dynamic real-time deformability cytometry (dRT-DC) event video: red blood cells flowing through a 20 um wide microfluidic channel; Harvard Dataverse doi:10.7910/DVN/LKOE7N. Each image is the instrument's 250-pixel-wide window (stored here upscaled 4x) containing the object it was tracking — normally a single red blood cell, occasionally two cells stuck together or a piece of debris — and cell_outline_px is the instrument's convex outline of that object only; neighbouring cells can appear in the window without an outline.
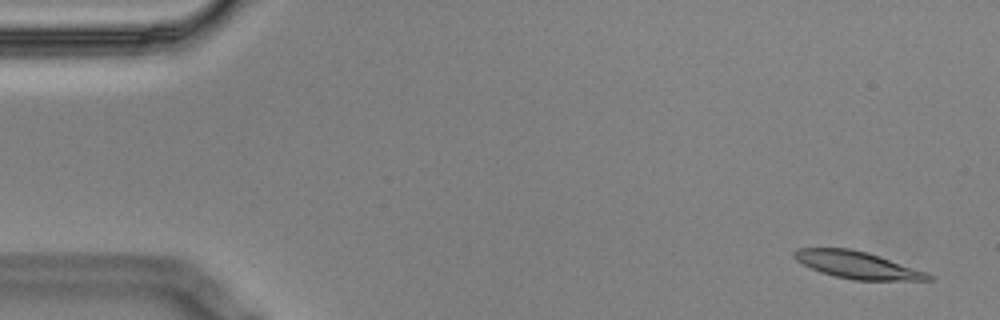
{"species": "Egyptian fruit bat (a non-hibernating species)", "species_latin": "Rousettus aegyptiacus", "temperature_condition": "cold", "stored_images_in_passage": 5, "camera_frame_rate_fps": 3000, "um_per_image_px": 0.085, "animal": {"sex": "male"}, "frame": {"image": 1, "passage_image": 1, "time_ms": 0.0, "image_size_px": [1000, 320], "cell_outline_px": [[932, 280], [852, 280], [820, 272], [796, 260], [792, 256], [792, 252], [796, 248], [852, 248], [868, 252], [880, 256], [924, 272], [932, 276]], "centroid_in_image_um": [72.8, 22.51], "position_along_channel_um": 12.2, "area_um2": 20.98}}
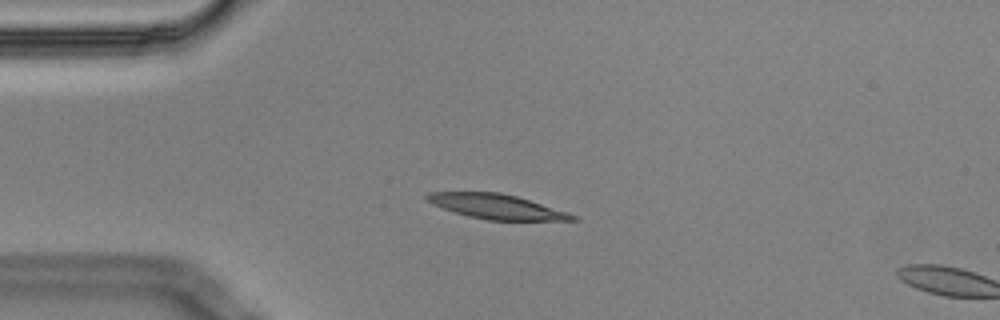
{"frame": {"image": 2, "passage_image": 4, "time_ms": 1.0, "image_size_px": [1000, 320], "cell_outline_px": [[580, 220], [488, 220], [468, 216], [432, 204], [424, 196], [428, 192], [500, 192], [516, 196], [568, 212], [576, 216]], "centroid_in_image_um": [42.21, 17.55], "position_along_channel_um": 42.8, "area_um2": 20.69}}